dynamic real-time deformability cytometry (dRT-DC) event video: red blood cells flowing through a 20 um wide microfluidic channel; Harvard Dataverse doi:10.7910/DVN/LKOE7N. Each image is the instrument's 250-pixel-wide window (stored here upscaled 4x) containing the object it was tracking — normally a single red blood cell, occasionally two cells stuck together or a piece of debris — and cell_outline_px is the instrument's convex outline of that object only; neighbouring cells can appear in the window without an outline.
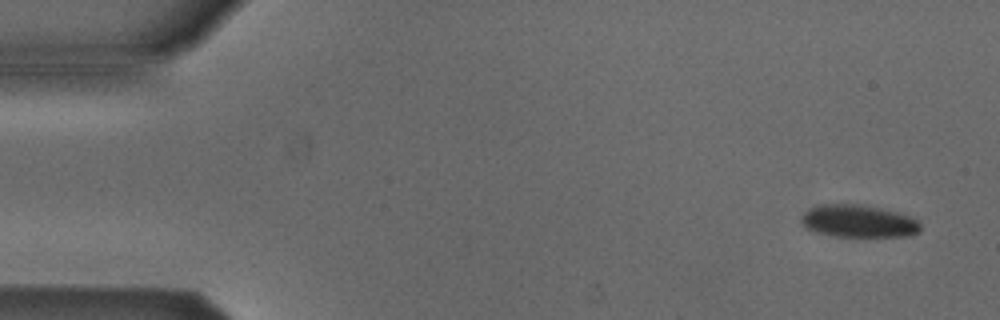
{"species": "Egyptian fruit bat (a non-hibernating species)", "species_latin": "Rousettus aegyptiacus", "temperature_condition": "cold", "stored_images_in_passage": 6, "camera_frame_rate_fps": 3000, "um_per_image_px": 0.085, "animal": {"sex": "male"}, "frame": {"image": 1, "passage_image": 1, "time_ms": 0.0, "image_size_px": [1000, 320], "cell_outline_px": [[920, 232], [912, 236], [832, 236], [816, 232], [808, 228], [800, 220], [804, 212], [808, 208], [820, 204], [856, 204], [880, 208], [896, 212], [920, 220]], "centroid_in_image_um": [72.98, 18.8], "position_along_channel_um": 12.0, "area_um2": 22.54}}
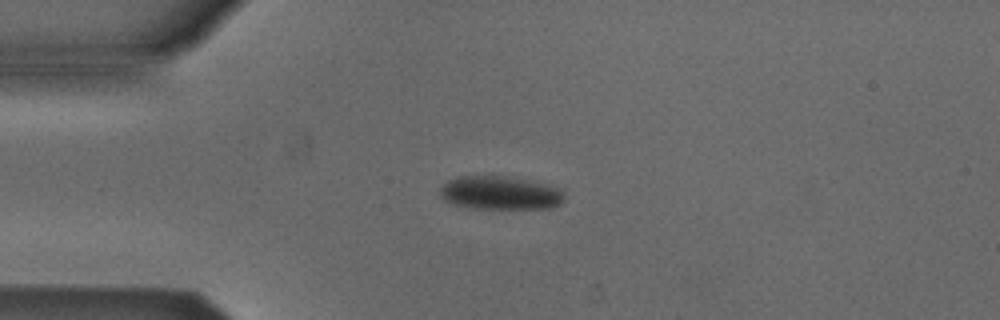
{"frame": {"image": 2, "passage_image": 4, "time_ms": 1.0, "image_size_px": [1000, 320], "cell_outline_px": [[564, 200], [560, 204], [552, 208], [468, 208], [452, 204], [444, 200], [440, 196], [440, 188], [448, 180], [460, 176], [504, 176], [560, 188], [564, 196]], "centroid_in_image_um": [42.47, 16.41], "position_along_channel_um": 42.5, "area_um2": 23.99}}
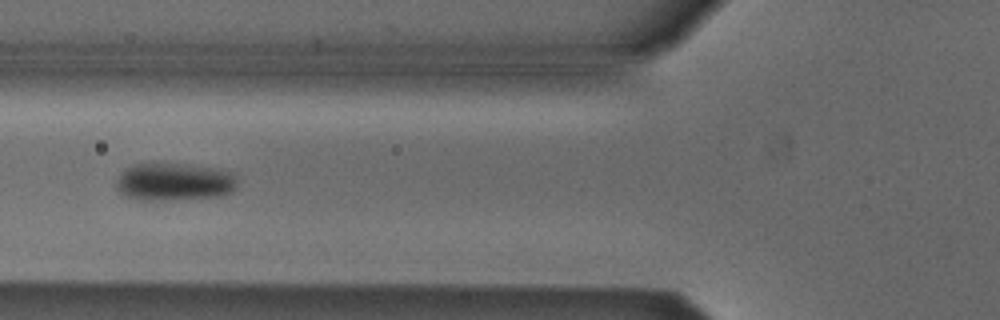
{"frame": {"image": 3, "passage_image": 6, "time_ms": 1.667, "image_size_px": [1000, 320], "cell_outline_px": [[236, 188], [232, 192], [220, 196], [164, 200], [140, 200], [124, 196], [116, 188], [116, 180], [124, 168], [132, 164], [184, 164], [212, 168], [232, 172], [236, 176]], "centroid_in_image_um": [14.78, 15.46], "position_along_channel_um": 111.0, "area_um2": 26.65}}